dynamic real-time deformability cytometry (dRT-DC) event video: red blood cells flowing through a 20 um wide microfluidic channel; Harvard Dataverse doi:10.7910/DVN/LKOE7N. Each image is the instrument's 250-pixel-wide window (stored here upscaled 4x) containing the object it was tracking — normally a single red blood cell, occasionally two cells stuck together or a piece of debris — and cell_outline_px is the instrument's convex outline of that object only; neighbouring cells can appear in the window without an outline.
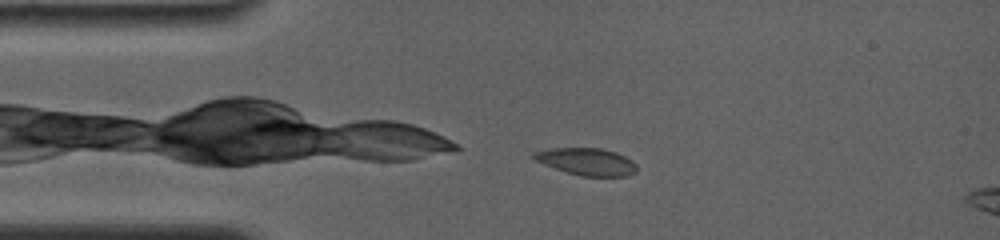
{"species": "common noctule bat (a hibernating species)", "species_latin": "Nyctalus noctula", "temperature_condition": "room temperature", "stored_images_in_passage": 17, "camera_frame_rate_fps": 4000, "um_per_image_px": 0.085, "animal": {"sex": "female", "body_mass_g": 19.0, "forearm_length_mm": 56.7}, "frame": {"image": 1, "passage_image": 1, "time_ms": 0.0, "image_size_px": [1000, 240], "cell_outline_px": [[636, 172], [628, 176], [580, 176], [564, 172], [544, 164], [528, 156], [532, 152], [548, 148], [600, 148], [616, 152], [632, 160], [636, 164]], "centroid_in_image_um": [49.83, 13.73], "position_along_channel_um": 35.2, "area_um2": 16.53}}
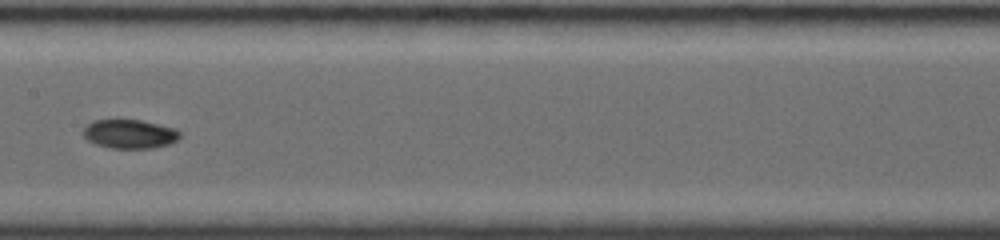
{"frame": {"image": 2, "passage_image": 10, "time_ms": 5.0, "image_size_px": [1000, 240], "cell_outline_px": [[180, 136], [176, 140], [168, 144], [152, 148], [112, 148], [96, 144], [88, 140], [84, 136], [84, 128], [92, 120], [120, 116], [140, 120], [176, 128], [180, 132]], "centroid_in_image_um": [10.99, 11.33], "position_along_channel_um": 196.4, "area_um2": 16.82}}
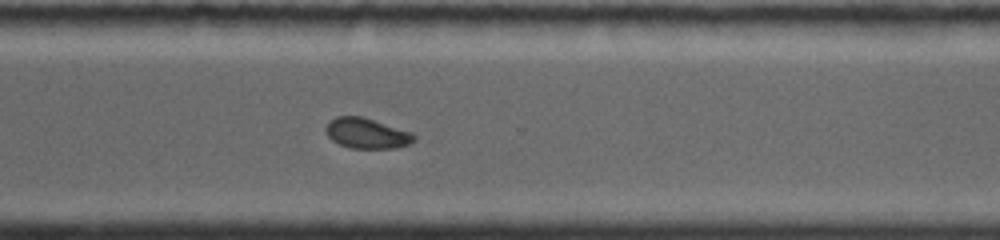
{"frame": {"image": 3, "passage_image": 17, "time_ms": 8.75, "image_size_px": [1000, 240], "cell_outline_px": [[416, 140], [408, 144], [396, 148], [348, 148], [332, 140], [328, 136], [324, 128], [328, 120], [336, 116], [360, 116], [412, 132], [416, 136]], "centroid_in_image_um": [31.15, 11.33], "position_along_channel_um": 339.5, "area_um2": 15.66}}